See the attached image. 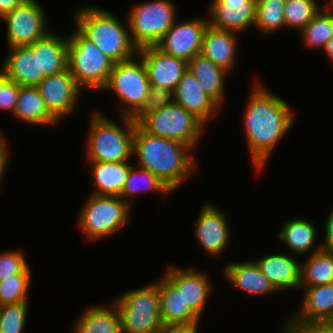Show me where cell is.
Instances as JSON below:
<instances>
[{"instance_id":"cell-7","label":"cell","mask_w":333,"mask_h":333,"mask_svg":"<svg viewBox=\"0 0 333 333\" xmlns=\"http://www.w3.org/2000/svg\"><path fill=\"white\" fill-rule=\"evenodd\" d=\"M137 124L148 134L179 141L192 149L206 126L198 117L176 103L144 114Z\"/></svg>"},{"instance_id":"cell-41","label":"cell","mask_w":333,"mask_h":333,"mask_svg":"<svg viewBox=\"0 0 333 333\" xmlns=\"http://www.w3.org/2000/svg\"><path fill=\"white\" fill-rule=\"evenodd\" d=\"M20 86L0 71V109L14 112Z\"/></svg>"},{"instance_id":"cell-13","label":"cell","mask_w":333,"mask_h":333,"mask_svg":"<svg viewBox=\"0 0 333 333\" xmlns=\"http://www.w3.org/2000/svg\"><path fill=\"white\" fill-rule=\"evenodd\" d=\"M209 25L208 19L197 18L177 24L176 21L155 45L167 55L189 62L201 54L203 36Z\"/></svg>"},{"instance_id":"cell-36","label":"cell","mask_w":333,"mask_h":333,"mask_svg":"<svg viewBox=\"0 0 333 333\" xmlns=\"http://www.w3.org/2000/svg\"><path fill=\"white\" fill-rule=\"evenodd\" d=\"M28 301L1 305L0 333H22L26 326Z\"/></svg>"},{"instance_id":"cell-5","label":"cell","mask_w":333,"mask_h":333,"mask_svg":"<svg viewBox=\"0 0 333 333\" xmlns=\"http://www.w3.org/2000/svg\"><path fill=\"white\" fill-rule=\"evenodd\" d=\"M68 38L67 68L82 89L103 90L114 62L78 30Z\"/></svg>"},{"instance_id":"cell-39","label":"cell","mask_w":333,"mask_h":333,"mask_svg":"<svg viewBox=\"0 0 333 333\" xmlns=\"http://www.w3.org/2000/svg\"><path fill=\"white\" fill-rule=\"evenodd\" d=\"M30 270L21 251H6L0 254V281L16 274H31Z\"/></svg>"},{"instance_id":"cell-12","label":"cell","mask_w":333,"mask_h":333,"mask_svg":"<svg viewBox=\"0 0 333 333\" xmlns=\"http://www.w3.org/2000/svg\"><path fill=\"white\" fill-rule=\"evenodd\" d=\"M36 87L48 112L58 122L75 110L82 91L68 68L63 72L44 77Z\"/></svg>"},{"instance_id":"cell-18","label":"cell","mask_w":333,"mask_h":333,"mask_svg":"<svg viewBox=\"0 0 333 333\" xmlns=\"http://www.w3.org/2000/svg\"><path fill=\"white\" fill-rule=\"evenodd\" d=\"M166 272L164 276L182 293L185 304L201 317L212 287L208 277L192 268L180 270L169 266Z\"/></svg>"},{"instance_id":"cell-16","label":"cell","mask_w":333,"mask_h":333,"mask_svg":"<svg viewBox=\"0 0 333 333\" xmlns=\"http://www.w3.org/2000/svg\"><path fill=\"white\" fill-rule=\"evenodd\" d=\"M196 222L195 233L200 245L209 255L220 257L228 245L230 234L225 214L214 205L206 204Z\"/></svg>"},{"instance_id":"cell-1","label":"cell","mask_w":333,"mask_h":333,"mask_svg":"<svg viewBox=\"0 0 333 333\" xmlns=\"http://www.w3.org/2000/svg\"><path fill=\"white\" fill-rule=\"evenodd\" d=\"M252 89L243 123L253 165L262 171L272 150L292 127L294 117L287 102L268 92L262 84Z\"/></svg>"},{"instance_id":"cell-19","label":"cell","mask_w":333,"mask_h":333,"mask_svg":"<svg viewBox=\"0 0 333 333\" xmlns=\"http://www.w3.org/2000/svg\"><path fill=\"white\" fill-rule=\"evenodd\" d=\"M175 103L194 114L204 124L219 112V106L201 89L188 69L175 88Z\"/></svg>"},{"instance_id":"cell-20","label":"cell","mask_w":333,"mask_h":333,"mask_svg":"<svg viewBox=\"0 0 333 333\" xmlns=\"http://www.w3.org/2000/svg\"><path fill=\"white\" fill-rule=\"evenodd\" d=\"M255 262L275 290L299 289L301 264L291 255L273 254Z\"/></svg>"},{"instance_id":"cell-23","label":"cell","mask_w":333,"mask_h":333,"mask_svg":"<svg viewBox=\"0 0 333 333\" xmlns=\"http://www.w3.org/2000/svg\"><path fill=\"white\" fill-rule=\"evenodd\" d=\"M188 70L198 81L201 89L220 107L224 98V81L227 71L202 54L188 62Z\"/></svg>"},{"instance_id":"cell-15","label":"cell","mask_w":333,"mask_h":333,"mask_svg":"<svg viewBox=\"0 0 333 333\" xmlns=\"http://www.w3.org/2000/svg\"><path fill=\"white\" fill-rule=\"evenodd\" d=\"M210 5L211 19L208 21L216 29L238 34L248 30L250 25L254 26L256 0H213Z\"/></svg>"},{"instance_id":"cell-25","label":"cell","mask_w":333,"mask_h":333,"mask_svg":"<svg viewBox=\"0 0 333 333\" xmlns=\"http://www.w3.org/2000/svg\"><path fill=\"white\" fill-rule=\"evenodd\" d=\"M91 170L95 182L93 195L118 196L128 178L129 171L133 167L124 162H96L90 161Z\"/></svg>"},{"instance_id":"cell-8","label":"cell","mask_w":333,"mask_h":333,"mask_svg":"<svg viewBox=\"0 0 333 333\" xmlns=\"http://www.w3.org/2000/svg\"><path fill=\"white\" fill-rule=\"evenodd\" d=\"M131 204L118 196L91 195L77 221L87 238L96 240L115 234L130 219Z\"/></svg>"},{"instance_id":"cell-37","label":"cell","mask_w":333,"mask_h":333,"mask_svg":"<svg viewBox=\"0 0 333 333\" xmlns=\"http://www.w3.org/2000/svg\"><path fill=\"white\" fill-rule=\"evenodd\" d=\"M31 274H16L0 281V305L28 301Z\"/></svg>"},{"instance_id":"cell-28","label":"cell","mask_w":333,"mask_h":333,"mask_svg":"<svg viewBox=\"0 0 333 333\" xmlns=\"http://www.w3.org/2000/svg\"><path fill=\"white\" fill-rule=\"evenodd\" d=\"M90 306L75 323V333H122L117 305Z\"/></svg>"},{"instance_id":"cell-35","label":"cell","mask_w":333,"mask_h":333,"mask_svg":"<svg viewBox=\"0 0 333 333\" xmlns=\"http://www.w3.org/2000/svg\"><path fill=\"white\" fill-rule=\"evenodd\" d=\"M316 0H285L284 18L285 26L299 29L311 21L314 15L321 10Z\"/></svg>"},{"instance_id":"cell-31","label":"cell","mask_w":333,"mask_h":333,"mask_svg":"<svg viewBox=\"0 0 333 333\" xmlns=\"http://www.w3.org/2000/svg\"><path fill=\"white\" fill-rule=\"evenodd\" d=\"M316 235L317 229L313 223L303 218H295L284 223L278 236L294 254H306L313 247Z\"/></svg>"},{"instance_id":"cell-33","label":"cell","mask_w":333,"mask_h":333,"mask_svg":"<svg viewBox=\"0 0 333 333\" xmlns=\"http://www.w3.org/2000/svg\"><path fill=\"white\" fill-rule=\"evenodd\" d=\"M138 182L141 183V185H138ZM150 189L151 191H157L158 193L162 194L172 192V190L164 182H162L158 177L154 176L148 170L141 167H137L136 169V167L134 168L133 166L129 171L128 178L125 181L124 187L120 193V197L124 201L126 200V203H128L127 199L130 200L128 197L135 195V193H138L141 190Z\"/></svg>"},{"instance_id":"cell-45","label":"cell","mask_w":333,"mask_h":333,"mask_svg":"<svg viewBox=\"0 0 333 333\" xmlns=\"http://www.w3.org/2000/svg\"><path fill=\"white\" fill-rule=\"evenodd\" d=\"M25 0H0V18L19 7Z\"/></svg>"},{"instance_id":"cell-34","label":"cell","mask_w":333,"mask_h":333,"mask_svg":"<svg viewBox=\"0 0 333 333\" xmlns=\"http://www.w3.org/2000/svg\"><path fill=\"white\" fill-rule=\"evenodd\" d=\"M256 17L254 25L262 33L276 31L285 26V0H256Z\"/></svg>"},{"instance_id":"cell-42","label":"cell","mask_w":333,"mask_h":333,"mask_svg":"<svg viewBox=\"0 0 333 333\" xmlns=\"http://www.w3.org/2000/svg\"><path fill=\"white\" fill-rule=\"evenodd\" d=\"M198 323L193 324H163L158 333H197Z\"/></svg>"},{"instance_id":"cell-4","label":"cell","mask_w":333,"mask_h":333,"mask_svg":"<svg viewBox=\"0 0 333 333\" xmlns=\"http://www.w3.org/2000/svg\"><path fill=\"white\" fill-rule=\"evenodd\" d=\"M125 128L93 112L87 139V159L96 162H124L133 155V137L136 123L123 116ZM129 158V159H128Z\"/></svg>"},{"instance_id":"cell-3","label":"cell","mask_w":333,"mask_h":333,"mask_svg":"<svg viewBox=\"0 0 333 333\" xmlns=\"http://www.w3.org/2000/svg\"><path fill=\"white\" fill-rule=\"evenodd\" d=\"M75 19L76 29L114 63L137 56L138 48L131 41L129 26L125 29L113 14L90 6L79 10Z\"/></svg>"},{"instance_id":"cell-47","label":"cell","mask_w":333,"mask_h":333,"mask_svg":"<svg viewBox=\"0 0 333 333\" xmlns=\"http://www.w3.org/2000/svg\"><path fill=\"white\" fill-rule=\"evenodd\" d=\"M326 7H329L325 9H327V11L333 16V0H330L329 5H327Z\"/></svg>"},{"instance_id":"cell-2","label":"cell","mask_w":333,"mask_h":333,"mask_svg":"<svg viewBox=\"0 0 333 333\" xmlns=\"http://www.w3.org/2000/svg\"><path fill=\"white\" fill-rule=\"evenodd\" d=\"M189 145L179 141L154 136L137 123L133 137V154L138 164L164 182L172 191L196 169ZM194 164V165H193Z\"/></svg>"},{"instance_id":"cell-44","label":"cell","mask_w":333,"mask_h":333,"mask_svg":"<svg viewBox=\"0 0 333 333\" xmlns=\"http://www.w3.org/2000/svg\"><path fill=\"white\" fill-rule=\"evenodd\" d=\"M4 136L0 137V181L3 179L2 177L5 174L6 167L8 166V147L6 146L7 144L5 143V140L3 138ZM8 160V161H7Z\"/></svg>"},{"instance_id":"cell-46","label":"cell","mask_w":333,"mask_h":333,"mask_svg":"<svg viewBox=\"0 0 333 333\" xmlns=\"http://www.w3.org/2000/svg\"><path fill=\"white\" fill-rule=\"evenodd\" d=\"M323 49L327 57L333 61V37L325 44Z\"/></svg>"},{"instance_id":"cell-30","label":"cell","mask_w":333,"mask_h":333,"mask_svg":"<svg viewBox=\"0 0 333 333\" xmlns=\"http://www.w3.org/2000/svg\"><path fill=\"white\" fill-rule=\"evenodd\" d=\"M307 262L301 264L300 288L333 283V251L322 246L313 250ZM303 265V266H302ZM302 286V287H301Z\"/></svg>"},{"instance_id":"cell-24","label":"cell","mask_w":333,"mask_h":333,"mask_svg":"<svg viewBox=\"0 0 333 333\" xmlns=\"http://www.w3.org/2000/svg\"><path fill=\"white\" fill-rule=\"evenodd\" d=\"M224 271L231 285L248 294L261 295L276 291L255 261L230 263Z\"/></svg>"},{"instance_id":"cell-11","label":"cell","mask_w":333,"mask_h":333,"mask_svg":"<svg viewBox=\"0 0 333 333\" xmlns=\"http://www.w3.org/2000/svg\"><path fill=\"white\" fill-rule=\"evenodd\" d=\"M7 23V41L11 47L28 46L45 37L47 19L36 0H25L2 17Z\"/></svg>"},{"instance_id":"cell-40","label":"cell","mask_w":333,"mask_h":333,"mask_svg":"<svg viewBox=\"0 0 333 333\" xmlns=\"http://www.w3.org/2000/svg\"><path fill=\"white\" fill-rule=\"evenodd\" d=\"M283 333H333L332 322L306 321L293 315Z\"/></svg>"},{"instance_id":"cell-21","label":"cell","mask_w":333,"mask_h":333,"mask_svg":"<svg viewBox=\"0 0 333 333\" xmlns=\"http://www.w3.org/2000/svg\"><path fill=\"white\" fill-rule=\"evenodd\" d=\"M236 34L208 25L203 36L201 54L229 72L236 62L234 61L238 44Z\"/></svg>"},{"instance_id":"cell-14","label":"cell","mask_w":333,"mask_h":333,"mask_svg":"<svg viewBox=\"0 0 333 333\" xmlns=\"http://www.w3.org/2000/svg\"><path fill=\"white\" fill-rule=\"evenodd\" d=\"M137 57H141L145 64L150 85L169 90H175L188 69L187 61L167 55L156 46L138 49Z\"/></svg>"},{"instance_id":"cell-17","label":"cell","mask_w":333,"mask_h":333,"mask_svg":"<svg viewBox=\"0 0 333 333\" xmlns=\"http://www.w3.org/2000/svg\"><path fill=\"white\" fill-rule=\"evenodd\" d=\"M1 72L19 86L36 87L45 77L39 74L38 40L28 46L11 47Z\"/></svg>"},{"instance_id":"cell-43","label":"cell","mask_w":333,"mask_h":333,"mask_svg":"<svg viewBox=\"0 0 333 333\" xmlns=\"http://www.w3.org/2000/svg\"><path fill=\"white\" fill-rule=\"evenodd\" d=\"M325 228V243L321 246L325 250L333 251V210L326 220Z\"/></svg>"},{"instance_id":"cell-9","label":"cell","mask_w":333,"mask_h":333,"mask_svg":"<svg viewBox=\"0 0 333 333\" xmlns=\"http://www.w3.org/2000/svg\"><path fill=\"white\" fill-rule=\"evenodd\" d=\"M171 0H154L133 5L128 25L132 43L138 48L155 46L175 22Z\"/></svg>"},{"instance_id":"cell-26","label":"cell","mask_w":333,"mask_h":333,"mask_svg":"<svg viewBox=\"0 0 333 333\" xmlns=\"http://www.w3.org/2000/svg\"><path fill=\"white\" fill-rule=\"evenodd\" d=\"M304 288L303 304L295 316L306 321L333 323V283Z\"/></svg>"},{"instance_id":"cell-29","label":"cell","mask_w":333,"mask_h":333,"mask_svg":"<svg viewBox=\"0 0 333 333\" xmlns=\"http://www.w3.org/2000/svg\"><path fill=\"white\" fill-rule=\"evenodd\" d=\"M68 38L53 32L38 40L39 74L50 76L67 69Z\"/></svg>"},{"instance_id":"cell-32","label":"cell","mask_w":333,"mask_h":333,"mask_svg":"<svg viewBox=\"0 0 333 333\" xmlns=\"http://www.w3.org/2000/svg\"><path fill=\"white\" fill-rule=\"evenodd\" d=\"M301 32L307 46L323 49L333 37V16L321 7Z\"/></svg>"},{"instance_id":"cell-22","label":"cell","mask_w":333,"mask_h":333,"mask_svg":"<svg viewBox=\"0 0 333 333\" xmlns=\"http://www.w3.org/2000/svg\"><path fill=\"white\" fill-rule=\"evenodd\" d=\"M155 282L158 285L163 324L199 323L200 317L185 304L182 293L165 276Z\"/></svg>"},{"instance_id":"cell-38","label":"cell","mask_w":333,"mask_h":333,"mask_svg":"<svg viewBox=\"0 0 333 333\" xmlns=\"http://www.w3.org/2000/svg\"><path fill=\"white\" fill-rule=\"evenodd\" d=\"M173 96V97H172ZM175 103V90L150 85L148 97L140 110L132 117L137 122L144 114Z\"/></svg>"},{"instance_id":"cell-6","label":"cell","mask_w":333,"mask_h":333,"mask_svg":"<svg viewBox=\"0 0 333 333\" xmlns=\"http://www.w3.org/2000/svg\"><path fill=\"white\" fill-rule=\"evenodd\" d=\"M115 303L122 333H158L163 325L157 283L125 292Z\"/></svg>"},{"instance_id":"cell-10","label":"cell","mask_w":333,"mask_h":333,"mask_svg":"<svg viewBox=\"0 0 333 333\" xmlns=\"http://www.w3.org/2000/svg\"><path fill=\"white\" fill-rule=\"evenodd\" d=\"M139 62L132 57L114 63L107 84L103 88L106 91L116 92L121 101L126 103L124 109L121 108L122 116L132 118L140 110L149 94L150 82L141 57Z\"/></svg>"},{"instance_id":"cell-27","label":"cell","mask_w":333,"mask_h":333,"mask_svg":"<svg viewBox=\"0 0 333 333\" xmlns=\"http://www.w3.org/2000/svg\"><path fill=\"white\" fill-rule=\"evenodd\" d=\"M13 115L32 125L58 123L48 112L38 88L33 86H20Z\"/></svg>"}]
</instances>
